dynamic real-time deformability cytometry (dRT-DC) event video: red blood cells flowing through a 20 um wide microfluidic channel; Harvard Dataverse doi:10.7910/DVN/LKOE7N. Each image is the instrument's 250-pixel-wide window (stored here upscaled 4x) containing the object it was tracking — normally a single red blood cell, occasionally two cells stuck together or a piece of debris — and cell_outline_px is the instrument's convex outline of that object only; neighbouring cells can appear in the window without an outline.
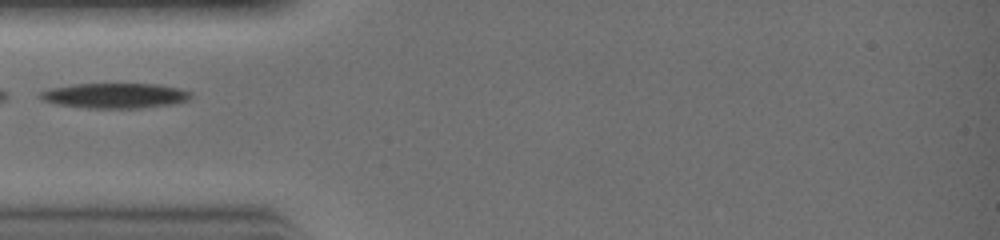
{"species": "common noctule bat (a hibernating species)", "species_latin": "Nyctalus noctula", "temperature_condition": "warm", "stored_images_in_passage": 8, "camera_frame_rate_fps": 3000, "um_per_image_px": 0.085, "animal": {"sex": "female", "body_mass_g": 19.0, "forearm_length_mm": 51.5}, "frame": {"image": 1, "passage_image": 3, "time_ms": 0.667, "image_size_px": [1000, 240], "cell_outline_px": [[192, 96], [188, 100], [172, 104], [140, 108], [88, 108], [56, 104], [44, 100], [40, 96], [40, 92], [48, 88], [72, 84], [156, 84], [180, 88], [192, 92]], "centroid_in_image_um": [9.79, 8.12], "position_along_channel_um": 75.2, "area_um2": 22.08}}